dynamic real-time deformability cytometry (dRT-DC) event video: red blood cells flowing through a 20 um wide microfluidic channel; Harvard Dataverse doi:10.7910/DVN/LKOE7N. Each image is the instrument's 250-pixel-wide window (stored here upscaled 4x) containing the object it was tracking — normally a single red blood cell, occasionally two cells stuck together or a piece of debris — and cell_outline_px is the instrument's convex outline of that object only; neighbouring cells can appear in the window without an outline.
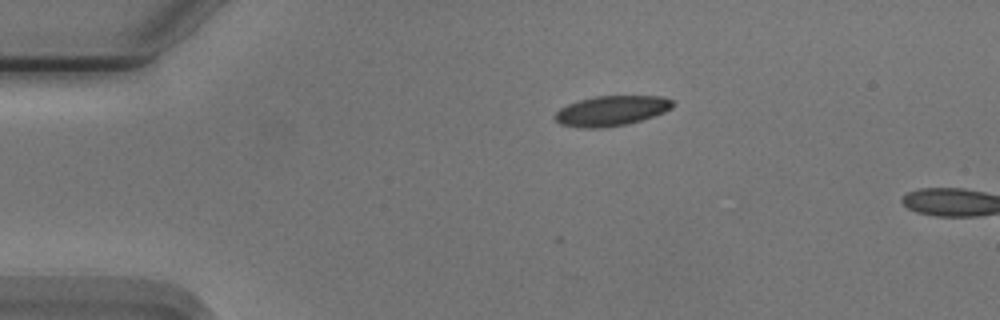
{"species": "Egyptian fruit bat (a non-hibernating species)", "species_latin": "Rousettus aegyptiacus", "temperature_condition": "cold", "stored_images_in_passage": 5, "camera_frame_rate_fps": 3000, "um_per_image_px": 0.085, "animal": {"sex": "male"}, "frame": {"image": 1, "passage_image": 1, "time_ms": 0.0, "image_size_px": [1000, 320], "cell_outline_px": [[676, 104], [672, 108], [664, 112], [628, 124], [600, 128], [580, 128], [560, 124], [552, 116], [560, 108], [568, 104], [580, 100], [596, 96], [660, 96], [672, 100]], "centroid_in_image_um": [51.95, 9.42], "position_along_channel_um": 33.0, "area_um2": 20.63}}